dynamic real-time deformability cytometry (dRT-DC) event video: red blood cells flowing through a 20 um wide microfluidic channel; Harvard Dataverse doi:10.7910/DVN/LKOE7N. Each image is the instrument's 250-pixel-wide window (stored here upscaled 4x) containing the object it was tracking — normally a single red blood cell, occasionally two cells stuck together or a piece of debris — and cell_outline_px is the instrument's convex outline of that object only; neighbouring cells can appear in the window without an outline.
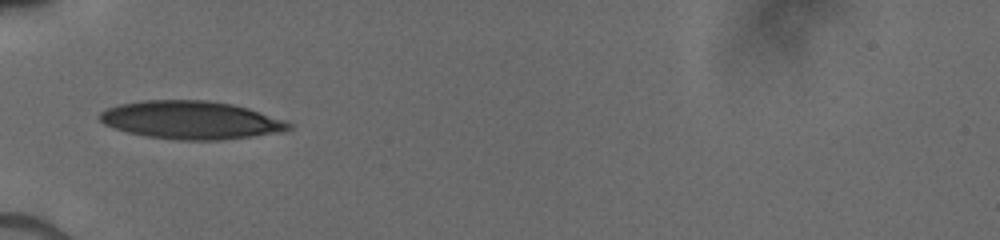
{"species": "human", "species_latin": "Homo sapiens", "temperature_condition": "cold", "stored_images_in_passage": 12, "camera_frame_rate_fps": 3000, "um_per_image_px": 0.085, "donor": {"sex": "male"}, "frame": {"image": 1, "passage_image": 1, "time_ms": 0.0, "image_size_px": [1000, 240], "cell_outline_px": [[292, 128], [280, 132], [252, 136], [220, 140], [180, 140], [148, 136], [128, 132], [112, 128], [104, 124], [100, 120], [100, 112], [108, 108], [120, 104], [144, 100], [208, 100], [232, 104], [248, 108], [284, 120], [292, 124]], "centroid_in_image_um": [16.23, 10.2], "position_along_channel_um": 68.8, "area_um2": 41.73}}
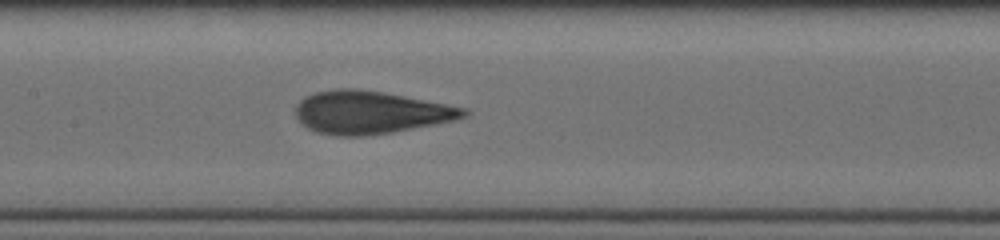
{"frame": {"image": 2, "passage_image": 6, "time_ms": 2.667, "image_size_px": [1000, 240], "cell_outline_px": [[472, 112], [468, 116], [452, 120], [392, 132], [364, 136], [336, 136], [316, 132], [308, 128], [296, 116], [296, 104], [304, 96], [316, 92], [336, 88], [360, 88], [384, 92], [468, 108]], "centroid_in_image_um": [31.48, 9.54], "position_along_channel_um": 175.9, "area_um2": 41.96}}
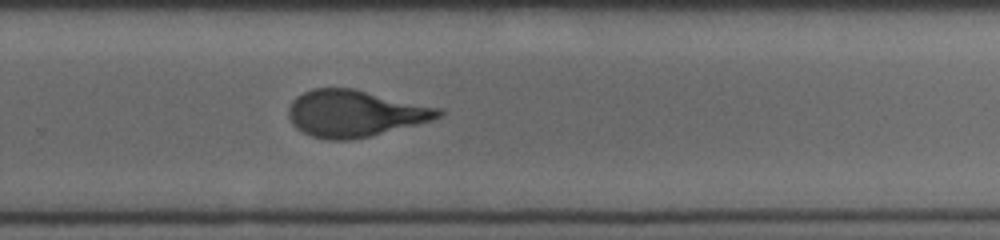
{"frame": {"image": 3, "passage_image": 12, "time_ms": 5.667, "image_size_px": [1000, 240], "cell_outline_px": [[444, 116], [432, 120], [372, 136], [348, 140], [328, 140], [312, 136], [296, 128], [292, 124], [288, 116], [288, 108], [292, 100], [296, 96], [312, 88], [352, 88], [444, 108]], "centroid_in_image_um": [30.19, 9.64], "position_along_channel_um": 299.6, "area_um2": 41.15}}